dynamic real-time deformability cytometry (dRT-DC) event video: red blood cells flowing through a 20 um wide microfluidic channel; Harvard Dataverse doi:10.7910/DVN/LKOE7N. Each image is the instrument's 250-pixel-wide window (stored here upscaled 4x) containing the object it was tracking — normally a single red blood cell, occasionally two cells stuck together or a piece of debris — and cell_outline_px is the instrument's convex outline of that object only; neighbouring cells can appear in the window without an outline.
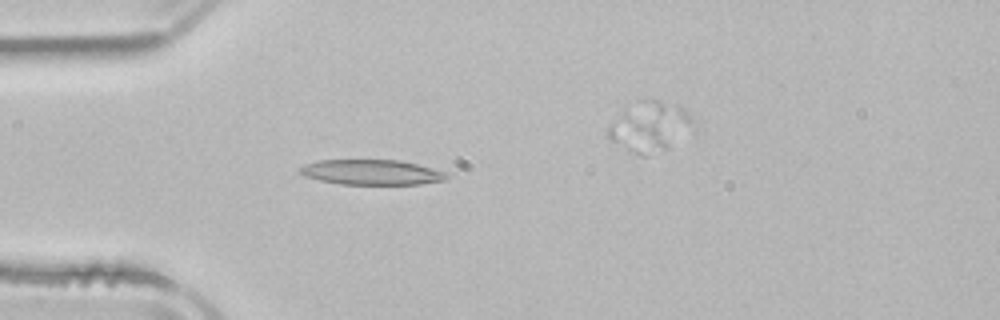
{"species": "common noctule bat (a hibernating species)", "species_latin": "Nyctalus noctula", "temperature_condition": "room temperature", "stored_images_in_passage": 4, "segment_of_instrument_passage": [1, 2], "camera_frame_rate_fps": 3000, "um_per_image_px": 0.085, "animal": {"sex": "male", "body_mass_g": 21.5, "forearm_length_mm": 52.0}, "frame": {"image": 1, "passage_image": 3, "time_ms": 3.0, "image_size_px": [1000, 320], "cell_outline_px": [[448, 176], [444, 180], [420, 184], [340, 184], [320, 180], [304, 176], [300, 172], [300, 168], [304, 164], [320, 160], [400, 160], [448, 172]], "centroid_in_image_um": [31.59, 14.64], "position_along_channel_um": 53.4, "area_um2": 21.39}}